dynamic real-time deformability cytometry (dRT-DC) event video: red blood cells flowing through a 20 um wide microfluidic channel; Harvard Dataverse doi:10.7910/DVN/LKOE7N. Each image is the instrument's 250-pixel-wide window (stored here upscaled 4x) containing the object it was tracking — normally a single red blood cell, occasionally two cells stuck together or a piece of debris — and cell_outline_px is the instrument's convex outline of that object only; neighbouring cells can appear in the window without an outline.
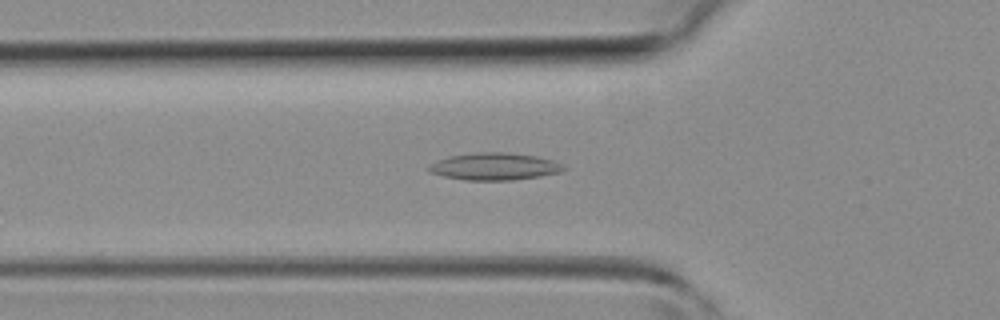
{"species": "common noctule bat (a hibernating species)", "species_latin": "Nyctalus noctula", "temperature_condition": "room temperature", "stored_images_in_passage": 12, "camera_frame_rate_fps": 3000, "um_per_image_px": 0.085, "animal": {"sex": "female", "body_mass_g": 19.3, "forearm_length_mm": 54.1}, "frame": {"image": 1, "passage_image": 5, "time_ms": 1.333, "image_size_px": [1000, 320], "cell_outline_px": [[568, 168], [560, 172], [540, 176], [512, 180], [464, 180], [444, 176], [428, 172], [424, 168], [428, 164], [448, 156], [476, 152], [504, 152], [536, 156], [552, 160]], "centroid_in_image_um": [41.96, 14.15], "position_along_channel_um": 83.8, "area_um2": 21.5}}
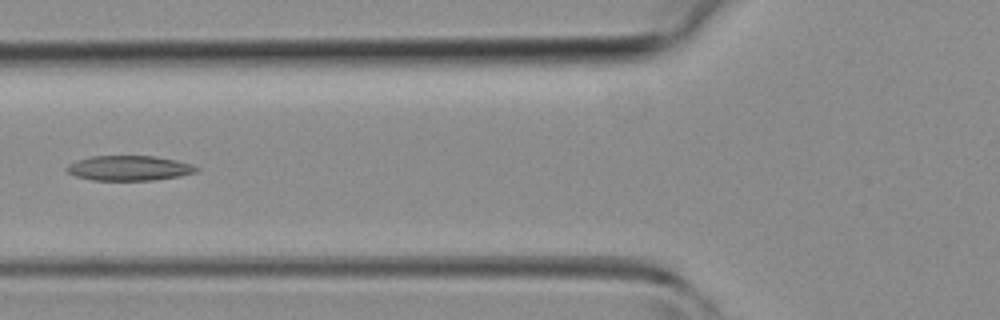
{"frame": {"image": 2, "passage_image": 7, "time_ms": 2.0, "image_size_px": [1000, 320], "cell_outline_px": [[200, 168], [196, 172], [180, 176], [156, 180], [92, 180], [76, 176], [68, 172], [64, 168], [68, 164], [76, 160], [88, 156], [156, 156], [176, 160], [192, 164]], "centroid_in_image_um": [10.97, 14.28], "position_along_channel_um": 114.8, "area_um2": 19.02}}